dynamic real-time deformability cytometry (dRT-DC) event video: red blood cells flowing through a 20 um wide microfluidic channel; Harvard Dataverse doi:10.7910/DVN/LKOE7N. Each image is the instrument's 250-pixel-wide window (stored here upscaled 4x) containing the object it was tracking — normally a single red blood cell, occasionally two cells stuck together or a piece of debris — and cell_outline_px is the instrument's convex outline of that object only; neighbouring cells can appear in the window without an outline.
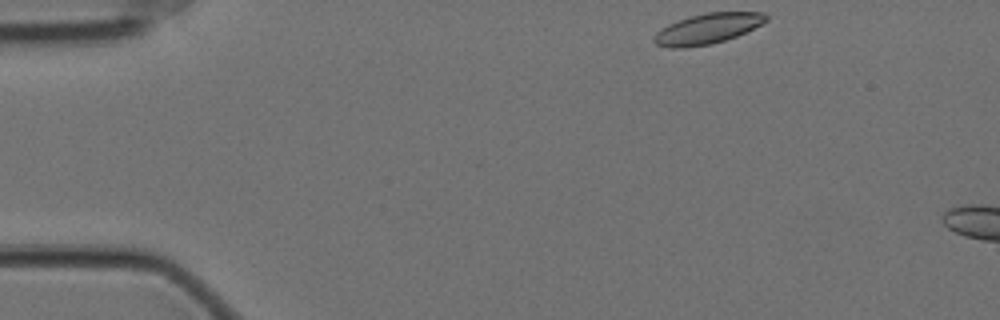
{"species": "Egyptian fruit bat (a non-hibernating species)", "species_latin": "Rousettus aegyptiacus", "temperature_condition": "cold", "stored_images_in_passage": 5, "camera_frame_rate_fps": 3000, "um_per_image_px": 0.085, "animal": {"sex": "female"}, "frame": {"image": 1, "passage_image": 1, "time_ms": 0.0, "image_size_px": [1000, 320], "cell_outline_px": [[768, 20], [736, 36], [712, 44], [684, 48], [668, 48], [656, 44], [652, 40], [652, 36], [656, 32], [668, 24], [692, 16], [708, 12], [764, 12], [768, 16]], "centroid_in_image_um": [60.1, 2.45], "position_along_channel_um": 24.9, "area_um2": 19.71}}